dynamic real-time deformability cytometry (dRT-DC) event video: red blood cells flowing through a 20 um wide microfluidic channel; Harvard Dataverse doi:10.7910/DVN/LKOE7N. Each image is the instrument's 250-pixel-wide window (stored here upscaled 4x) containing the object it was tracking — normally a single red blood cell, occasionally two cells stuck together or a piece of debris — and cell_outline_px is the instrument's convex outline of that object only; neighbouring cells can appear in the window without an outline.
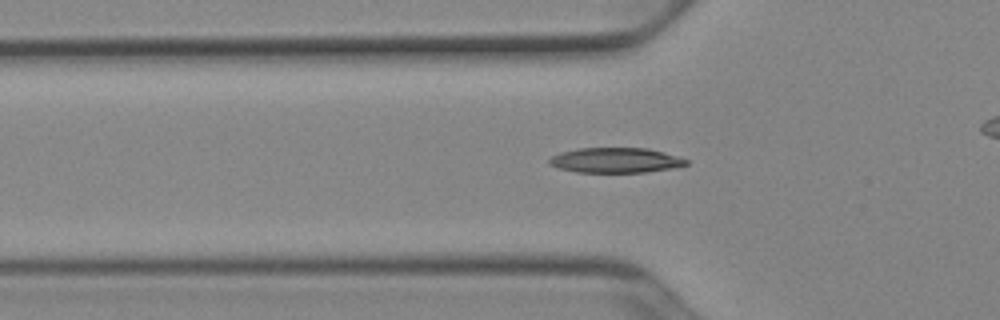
{"species": "Egyptian fruit bat (a non-hibernating species)", "species_latin": "Rousettus aegyptiacus", "temperature_condition": "cold", "stored_images_in_passage": 45, "camera_frame_rate_fps": 3000, "um_per_image_px": 0.085, "animal": {"sex": "female"}, "frame": {"image": 1, "passage_image": 17, "time_ms": 5.333, "image_size_px": [1000, 320], "cell_outline_px": [[688, 164], [672, 168], [648, 172], [576, 172], [560, 168], [548, 164], [548, 160], [552, 156], [560, 152], [576, 148], [648, 148], [664, 152], [688, 160]], "centroid_in_image_um": [52.31, 13.62], "position_along_channel_um": 73.5, "area_um2": 20.0}}
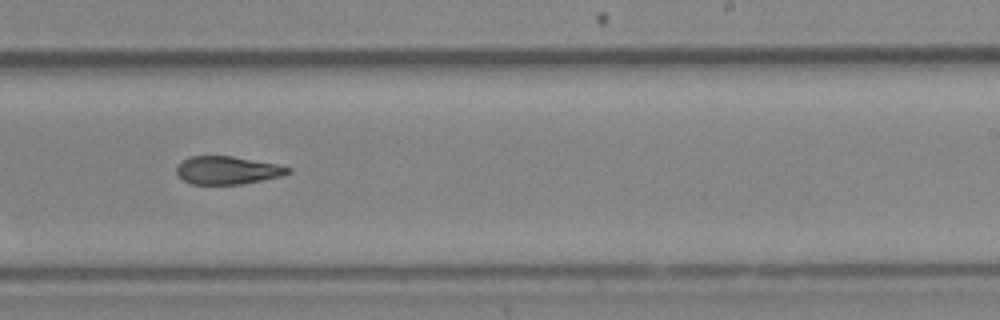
{"frame": {"image": 2, "passage_image": 32, "time_ms": 10.333, "image_size_px": [1000, 320], "cell_outline_px": [[292, 172], [284, 176], [244, 184], [192, 184], [184, 180], [176, 172], [176, 168], [188, 156], [232, 156], [276, 164], [292, 168]], "centroid_in_image_um": [19.39, 14.48], "position_along_channel_um": 269.6, "area_um2": 18.21}}
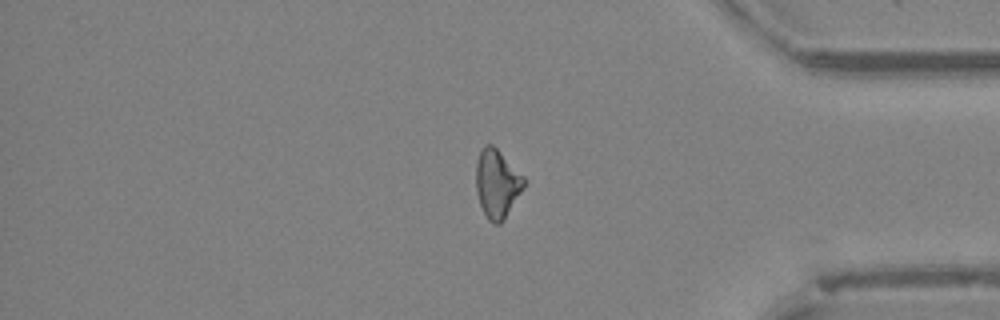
{"frame": {"image": 3, "passage_image": 43, "time_ms": 14.0, "image_size_px": [1000, 320], "cell_outline_px": [[524, 188], [504, 220], [500, 224], [492, 224], [488, 220], [480, 204], [476, 192], [476, 160], [484, 144], [492, 144], [524, 176]], "centroid_in_image_um": [42.24, 15.62], "position_along_channel_um": 393.0, "area_um2": 19.13}, "authors_computed_cell_mechanics": {"area_um2": 19.1896, "velocity_mm_per_s": 3.9298, "shape_relaxation_time_tau1_ms": null, "shape_relaxation_time_tau2_ms": 8.6187, "deformation_change_tau1": null, "deformation_change_tau2": 0.1919}}